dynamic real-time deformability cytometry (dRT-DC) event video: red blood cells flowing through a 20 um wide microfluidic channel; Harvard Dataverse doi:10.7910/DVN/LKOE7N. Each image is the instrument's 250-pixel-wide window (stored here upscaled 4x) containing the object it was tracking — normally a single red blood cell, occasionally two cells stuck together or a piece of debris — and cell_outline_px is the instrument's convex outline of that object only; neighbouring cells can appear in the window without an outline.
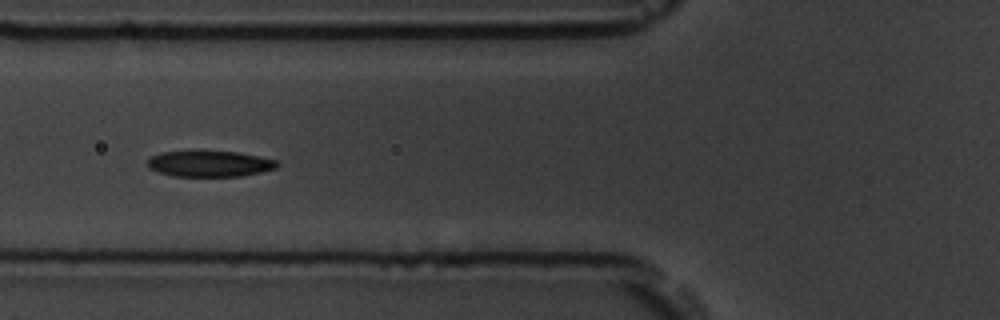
{"species": "common noctule bat (a hibernating species)", "species_latin": "Nyctalus noctula", "temperature_condition": "room temperature", "stored_images_in_passage": 33, "camera_frame_rate_fps": 3000, "um_per_image_px": 0.085, "animal": {"sex": "male", "body_mass_g": 19.5, "forearm_length_mm": 54.6}, "frame": {"image": 1, "passage_image": 6, "time_ms": 1.667, "image_size_px": [1000, 320], "cell_outline_px": [[280, 164], [276, 168], [260, 172], [240, 176], [172, 176], [148, 168], [148, 160], [152, 156], [160, 152], [236, 152], [276, 160]], "centroid_in_image_um": [17.82, 13.93], "position_along_channel_um": 108.0, "area_um2": 19.19}, "authors_computed_cell_mechanics": {"area_um2": 20.1144, "velocity_mm_per_s": 3.7459, "shape_relaxation_time_tau1_ms": 1.8332, "shape_relaxation_time_tau2_ms": 2.1521, "deformation_change_tau1": 0.1114, "deformation_change_tau2": 0.077}}